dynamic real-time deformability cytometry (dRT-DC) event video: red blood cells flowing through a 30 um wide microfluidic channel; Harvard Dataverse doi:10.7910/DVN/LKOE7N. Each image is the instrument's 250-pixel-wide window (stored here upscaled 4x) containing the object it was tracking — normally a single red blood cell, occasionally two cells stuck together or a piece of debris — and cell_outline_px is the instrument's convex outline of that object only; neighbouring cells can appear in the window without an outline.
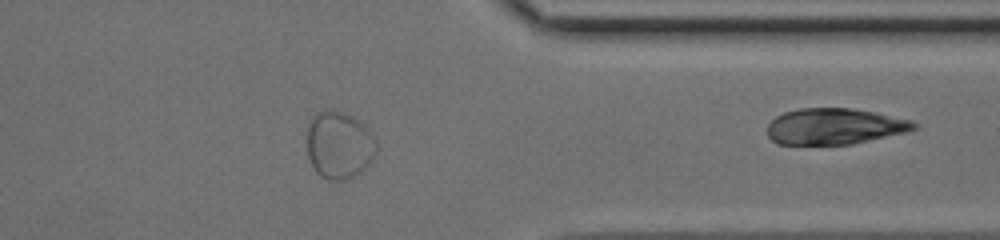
{"species": "common noctule bat (a hibernating species)", "species_latin": "Nyctalus noctula", "temperature_condition": "cold", "stored_images_in_passage": 40, "segment_of_instrument_passage": [2, 2], "camera_frame_rate_fps": 3000, "um_per_image_px": 0.085, "animal": {"sex": "female", "body_mass_g": 17.0, "forearm_length_mm": 48.0}, "frame": {"image": 1, "passage_image": 40, "time_ms": 13.0, "image_size_px": [1000, 240], "cell_outline_px": [[916, 128], [908, 132], [852, 144], [776, 144], [768, 136], [768, 124], [776, 116], [784, 112], [800, 108], [852, 108], [912, 120], [916, 124]], "centroid_in_image_um": [70.93, 10.74], "position_along_channel_um": 340.5, "area_um2": 30.75}}